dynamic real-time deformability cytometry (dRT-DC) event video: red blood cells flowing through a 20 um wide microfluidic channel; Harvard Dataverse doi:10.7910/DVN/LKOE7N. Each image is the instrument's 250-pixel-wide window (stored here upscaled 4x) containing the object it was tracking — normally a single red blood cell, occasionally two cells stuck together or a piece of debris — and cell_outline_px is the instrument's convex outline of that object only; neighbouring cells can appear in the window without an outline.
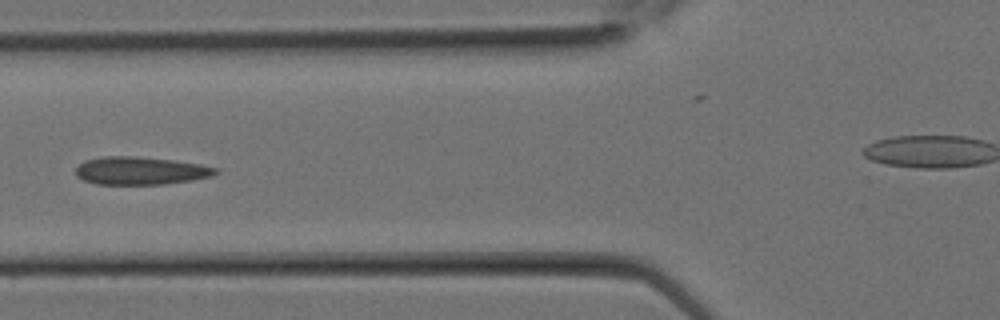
{"species": "Egyptian fruit bat (a non-hibernating species)", "species_latin": "Rousettus aegyptiacus", "temperature_condition": "room temperature", "stored_images_in_passage": 11, "camera_frame_rate_fps": 3000, "um_per_image_px": 0.085, "animal": {"sex": "female"}, "frame": {"image": 1, "passage_image": 10, "time_ms": 3.0, "image_size_px": [1000, 320], "cell_outline_px": [[220, 172], [212, 176], [192, 180], [164, 184], [96, 184], [84, 180], [76, 176], [76, 168], [84, 160], [104, 156], [136, 156], [172, 160], [200, 164], [220, 168]], "centroid_in_image_um": [11.97, 14.51], "position_along_channel_um": 113.8, "area_um2": 22.83}}